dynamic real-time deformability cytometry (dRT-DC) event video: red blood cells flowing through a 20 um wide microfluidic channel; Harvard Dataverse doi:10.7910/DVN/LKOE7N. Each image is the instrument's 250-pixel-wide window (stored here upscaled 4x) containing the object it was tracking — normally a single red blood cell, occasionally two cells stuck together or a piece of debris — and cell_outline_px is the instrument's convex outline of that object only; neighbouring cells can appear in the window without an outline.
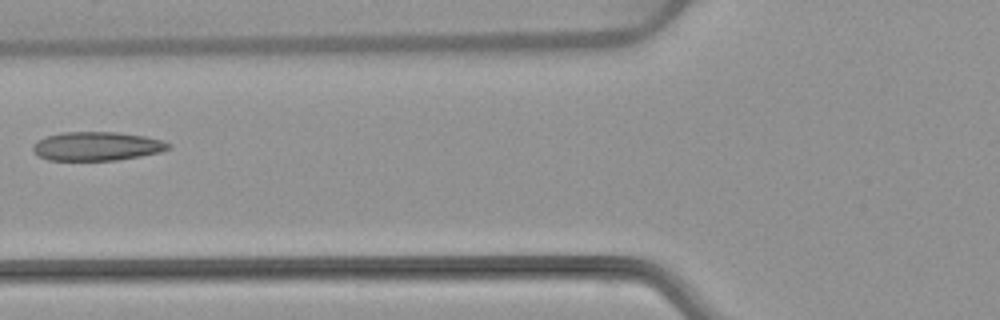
{"species": "common noctule bat (a hibernating species)", "species_latin": "Nyctalus noctula", "temperature_condition": "warm", "stored_images_in_passage": 6, "camera_frame_rate_fps": 3000, "um_per_image_px": 0.085, "animal": {"sex": "female", "body_mass_g": 22.7, "forearm_length_mm": 54.2}, "frame": {"image": 1, "passage_image": 6, "time_ms": 6.667, "image_size_px": [1000, 320], "cell_outline_px": [[172, 148], [160, 152], [140, 156], [116, 160], [48, 160], [36, 156], [32, 152], [32, 148], [40, 140], [48, 136], [64, 132], [116, 132], [144, 136], [160, 140], [172, 144]], "centroid_in_image_um": [8.25, 12.44], "position_along_channel_um": 117.6, "area_um2": 22.66}}